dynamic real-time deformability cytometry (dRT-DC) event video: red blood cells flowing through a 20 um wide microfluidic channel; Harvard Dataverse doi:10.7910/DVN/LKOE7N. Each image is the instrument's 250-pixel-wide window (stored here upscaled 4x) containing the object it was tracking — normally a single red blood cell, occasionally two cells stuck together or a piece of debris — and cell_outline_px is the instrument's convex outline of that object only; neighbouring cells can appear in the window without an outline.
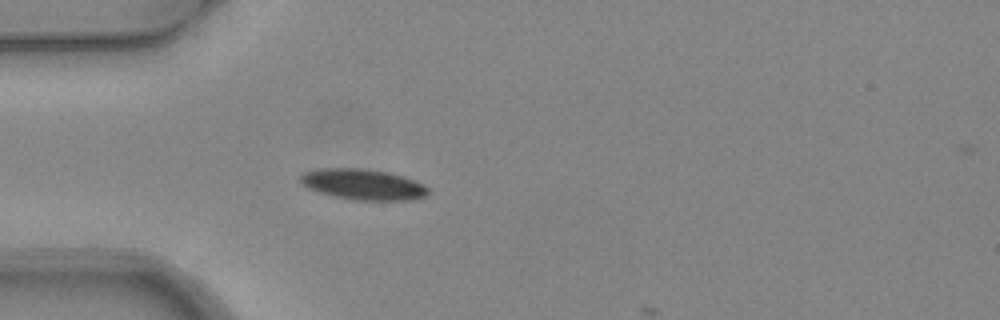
{"species": "common noctule bat (a hibernating species)", "species_latin": "Nyctalus noctula", "temperature_condition": "warm", "stored_images_in_passage": 1, "camera_frame_rate_fps": 3000, "um_per_image_px": 0.085, "animal": {"sex": "female", "body_mass_g": 24.6, "forearm_length_mm": 56.2}, "frame": {"image": 1, "passage_image": 1, "time_ms": 0.0, "image_size_px": [1000, 320], "cell_outline_px": [[428, 196], [408, 200], [352, 200], [332, 196], [316, 192], [300, 184], [300, 176], [304, 172], [320, 168], [360, 168], [388, 172], [412, 180], [428, 188]], "centroid_in_image_um": [30.78, 15.68], "position_along_channel_um": 54.2, "area_um2": 22.89}}